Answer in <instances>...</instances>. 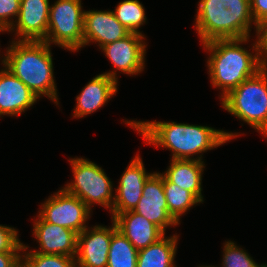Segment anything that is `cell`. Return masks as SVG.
<instances>
[{
	"label": "cell",
	"instance_id": "6da1fadb",
	"mask_svg": "<svg viewBox=\"0 0 267 267\" xmlns=\"http://www.w3.org/2000/svg\"><path fill=\"white\" fill-rule=\"evenodd\" d=\"M123 122L134 128L146 144L169 149L172 152L171 159L202 161L203 152L215 149L240 135V133H229L208 126L174 121L124 120ZM201 153L202 155H200ZM197 154L199 156L194 158V155Z\"/></svg>",
	"mask_w": 267,
	"mask_h": 267
},
{
	"label": "cell",
	"instance_id": "7a4b0ae2",
	"mask_svg": "<svg viewBox=\"0 0 267 267\" xmlns=\"http://www.w3.org/2000/svg\"><path fill=\"white\" fill-rule=\"evenodd\" d=\"M249 39H215L203 43L210 53L207 59L210 81L213 87L222 89L221 99L265 66L256 41L252 47L255 54L241 46Z\"/></svg>",
	"mask_w": 267,
	"mask_h": 267
},
{
	"label": "cell",
	"instance_id": "3957f363",
	"mask_svg": "<svg viewBox=\"0 0 267 267\" xmlns=\"http://www.w3.org/2000/svg\"><path fill=\"white\" fill-rule=\"evenodd\" d=\"M51 45L45 41L13 40L2 64L38 98L48 97L58 105Z\"/></svg>",
	"mask_w": 267,
	"mask_h": 267
},
{
	"label": "cell",
	"instance_id": "277c9868",
	"mask_svg": "<svg viewBox=\"0 0 267 267\" xmlns=\"http://www.w3.org/2000/svg\"><path fill=\"white\" fill-rule=\"evenodd\" d=\"M195 21L202 44L250 37L254 22L250 0H200Z\"/></svg>",
	"mask_w": 267,
	"mask_h": 267
},
{
	"label": "cell",
	"instance_id": "5b68a950",
	"mask_svg": "<svg viewBox=\"0 0 267 267\" xmlns=\"http://www.w3.org/2000/svg\"><path fill=\"white\" fill-rule=\"evenodd\" d=\"M220 101L223 109L267 138V65Z\"/></svg>",
	"mask_w": 267,
	"mask_h": 267
},
{
	"label": "cell",
	"instance_id": "8992f818",
	"mask_svg": "<svg viewBox=\"0 0 267 267\" xmlns=\"http://www.w3.org/2000/svg\"><path fill=\"white\" fill-rule=\"evenodd\" d=\"M73 178L63 189L82 200L90 209L97 204L112 211L115 195L113 183L104 169L84 158H70Z\"/></svg>",
	"mask_w": 267,
	"mask_h": 267
},
{
	"label": "cell",
	"instance_id": "52a82bcc",
	"mask_svg": "<svg viewBox=\"0 0 267 267\" xmlns=\"http://www.w3.org/2000/svg\"><path fill=\"white\" fill-rule=\"evenodd\" d=\"M82 8L81 0H57L50 6L47 36L43 41L72 52L81 49L84 22Z\"/></svg>",
	"mask_w": 267,
	"mask_h": 267
},
{
	"label": "cell",
	"instance_id": "ba28073f",
	"mask_svg": "<svg viewBox=\"0 0 267 267\" xmlns=\"http://www.w3.org/2000/svg\"><path fill=\"white\" fill-rule=\"evenodd\" d=\"M39 215L51 224L60 225L76 232L84 231L90 219V209L77 196L67 193L63 188L41 203Z\"/></svg>",
	"mask_w": 267,
	"mask_h": 267
},
{
	"label": "cell",
	"instance_id": "9c48e42d",
	"mask_svg": "<svg viewBox=\"0 0 267 267\" xmlns=\"http://www.w3.org/2000/svg\"><path fill=\"white\" fill-rule=\"evenodd\" d=\"M144 39L143 34L130 33L121 40L101 47L100 49L111 61L114 69L104 74L118 81L116 71L134 76L144 71L147 46Z\"/></svg>",
	"mask_w": 267,
	"mask_h": 267
},
{
	"label": "cell",
	"instance_id": "30bf717a",
	"mask_svg": "<svg viewBox=\"0 0 267 267\" xmlns=\"http://www.w3.org/2000/svg\"><path fill=\"white\" fill-rule=\"evenodd\" d=\"M133 211L151 221L164 233L166 228L180 224L168 212L161 172H153L148 177L143 186L142 196Z\"/></svg>",
	"mask_w": 267,
	"mask_h": 267
},
{
	"label": "cell",
	"instance_id": "8fae6325",
	"mask_svg": "<svg viewBox=\"0 0 267 267\" xmlns=\"http://www.w3.org/2000/svg\"><path fill=\"white\" fill-rule=\"evenodd\" d=\"M112 238L111 227L95 225L77 236L76 267H106Z\"/></svg>",
	"mask_w": 267,
	"mask_h": 267
},
{
	"label": "cell",
	"instance_id": "7c38bea8",
	"mask_svg": "<svg viewBox=\"0 0 267 267\" xmlns=\"http://www.w3.org/2000/svg\"><path fill=\"white\" fill-rule=\"evenodd\" d=\"M152 173L146 172L139 154L131 160L120 177L115 189V199L112 207V220L120 213L133 210L142 196L143 186Z\"/></svg>",
	"mask_w": 267,
	"mask_h": 267
},
{
	"label": "cell",
	"instance_id": "4fadbf2b",
	"mask_svg": "<svg viewBox=\"0 0 267 267\" xmlns=\"http://www.w3.org/2000/svg\"><path fill=\"white\" fill-rule=\"evenodd\" d=\"M49 0H21L16 21L7 32H14L18 39L43 41L47 36L49 23Z\"/></svg>",
	"mask_w": 267,
	"mask_h": 267
},
{
	"label": "cell",
	"instance_id": "5bb4252c",
	"mask_svg": "<svg viewBox=\"0 0 267 267\" xmlns=\"http://www.w3.org/2000/svg\"><path fill=\"white\" fill-rule=\"evenodd\" d=\"M37 217L33 222V235L40 247L39 250L28 252L76 256L78 234L71 229L46 222L39 214Z\"/></svg>",
	"mask_w": 267,
	"mask_h": 267
},
{
	"label": "cell",
	"instance_id": "9a60e30c",
	"mask_svg": "<svg viewBox=\"0 0 267 267\" xmlns=\"http://www.w3.org/2000/svg\"><path fill=\"white\" fill-rule=\"evenodd\" d=\"M130 33L116 19L113 11L84 10L83 47L95 42L101 48L125 38Z\"/></svg>",
	"mask_w": 267,
	"mask_h": 267
},
{
	"label": "cell",
	"instance_id": "2e32d148",
	"mask_svg": "<svg viewBox=\"0 0 267 267\" xmlns=\"http://www.w3.org/2000/svg\"><path fill=\"white\" fill-rule=\"evenodd\" d=\"M3 67L0 70V117L21 115L39 98L9 69Z\"/></svg>",
	"mask_w": 267,
	"mask_h": 267
},
{
	"label": "cell",
	"instance_id": "e0dca14e",
	"mask_svg": "<svg viewBox=\"0 0 267 267\" xmlns=\"http://www.w3.org/2000/svg\"><path fill=\"white\" fill-rule=\"evenodd\" d=\"M118 81L106 74H99L87 83L76 97L73 118L86 117L103 107L117 93Z\"/></svg>",
	"mask_w": 267,
	"mask_h": 267
},
{
	"label": "cell",
	"instance_id": "ac0fdd59",
	"mask_svg": "<svg viewBox=\"0 0 267 267\" xmlns=\"http://www.w3.org/2000/svg\"><path fill=\"white\" fill-rule=\"evenodd\" d=\"M113 221L137 250L148 247L166 235L158 226L133 210L118 214Z\"/></svg>",
	"mask_w": 267,
	"mask_h": 267
},
{
	"label": "cell",
	"instance_id": "d6986e66",
	"mask_svg": "<svg viewBox=\"0 0 267 267\" xmlns=\"http://www.w3.org/2000/svg\"><path fill=\"white\" fill-rule=\"evenodd\" d=\"M170 166L165 173H162L171 183L180 188L190 191L201 203L202 195V174L205 168L204 161L171 159Z\"/></svg>",
	"mask_w": 267,
	"mask_h": 267
},
{
	"label": "cell",
	"instance_id": "ffe728a7",
	"mask_svg": "<svg viewBox=\"0 0 267 267\" xmlns=\"http://www.w3.org/2000/svg\"><path fill=\"white\" fill-rule=\"evenodd\" d=\"M179 235H165L146 248L138 250L136 267H177L174 259Z\"/></svg>",
	"mask_w": 267,
	"mask_h": 267
},
{
	"label": "cell",
	"instance_id": "44dd1931",
	"mask_svg": "<svg viewBox=\"0 0 267 267\" xmlns=\"http://www.w3.org/2000/svg\"><path fill=\"white\" fill-rule=\"evenodd\" d=\"M112 222V238L106 267H136L138 250Z\"/></svg>",
	"mask_w": 267,
	"mask_h": 267
},
{
	"label": "cell",
	"instance_id": "7402d4cb",
	"mask_svg": "<svg viewBox=\"0 0 267 267\" xmlns=\"http://www.w3.org/2000/svg\"><path fill=\"white\" fill-rule=\"evenodd\" d=\"M163 188L168 212L178 223L180 222L181 216L186 214L190 208L201 203L190 191L171 183L164 175Z\"/></svg>",
	"mask_w": 267,
	"mask_h": 267
},
{
	"label": "cell",
	"instance_id": "603a6c76",
	"mask_svg": "<svg viewBox=\"0 0 267 267\" xmlns=\"http://www.w3.org/2000/svg\"><path fill=\"white\" fill-rule=\"evenodd\" d=\"M112 10L116 19L131 33L140 32V26L146 23L145 8L138 0H124Z\"/></svg>",
	"mask_w": 267,
	"mask_h": 267
},
{
	"label": "cell",
	"instance_id": "cb8c5ba5",
	"mask_svg": "<svg viewBox=\"0 0 267 267\" xmlns=\"http://www.w3.org/2000/svg\"><path fill=\"white\" fill-rule=\"evenodd\" d=\"M27 248L24 244L22 261L27 267H76L75 256L27 252Z\"/></svg>",
	"mask_w": 267,
	"mask_h": 267
},
{
	"label": "cell",
	"instance_id": "d4e9b609",
	"mask_svg": "<svg viewBox=\"0 0 267 267\" xmlns=\"http://www.w3.org/2000/svg\"><path fill=\"white\" fill-rule=\"evenodd\" d=\"M223 258L221 267H261L251 256L235 242L225 241L223 243ZM209 267H215L214 265Z\"/></svg>",
	"mask_w": 267,
	"mask_h": 267
},
{
	"label": "cell",
	"instance_id": "484cf974",
	"mask_svg": "<svg viewBox=\"0 0 267 267\" xmlns=\"http://www.w3.org/2000/svg\"><path fill=\"white\" fill-rule=\"evenodd\" d=\"M21 0H0V32L8 31L18 17Z\"/></svg>",
	"mask_w": 267,
	"mask_h": 267
},
{
	"label": "cell",
	"instance_id": "4316f807",
	"mask_svg": "<svg viewBox=\"0 0 267 267\" xmlns=\"http://www.w3.org/2000/svg\"><path fill=\"white\" fill-rule=\"evenodd\" d=\"M18 235L15 228L0 224V252H21L24 244Z\"/></svg>",
	"mask_w": 267,
	"mask_h": 267
},
{
	"label": "cell",
	"instance_id": "83f0119b",
	"mask_svg": "<svg viewBox=\"0 0 267 267\" xmlns=\"http://www.w3.org/2000/svg\"><path fill=\"white\" fill-rule=\"evenodd\" d=\"M255 30L261 59L267 65V18L258 23Z\"/></svg>",
	"mask_w": 267,
	"mask_h": 267
},
{
	"label": "cell",
	"instance_id": "f1b7e54d",
	"mask_svg": "<svg viewBox=\"0 0 267 267\" xmlns=\"http://www.w3.org/2000/svg\"><path fill=\"white\" fill-rule=\"evenodd\" d=\"M250 5L254 28H257V24L267 18V0H250Z\"/></svg>",
	"mask_w": 267,
	"mask_h": 267
},
{
	"label": "cell",
	"instance_id": "f546056e",
	"mask_svg": "<svg viewBox=\"0 0 267 267\" xmlns=\"http://www.w3.org/2000/svg\"><path fill=\"white\" fill-rule=\"evenodd\" d=\"M21 260V252H0V267H16Z\"/></svg>",
	"mask_w": 267,
	"mask_h": 267
},
{
	"label": "cell",
	"instance_id": "4dcf8cb0",
	"mask_svg": "<svg viewBox=\"0 0 267 267\" xmlns=\"http://www.w3.org/2000/svg\"><path fill=\"white\" fill-rule=\"evenodd\" d=\"M16 267H27V265L21 260V262Z\"/></svg>",
	"mask_w": 267,
	"mask_h": 267
},
{
	"label": "cell",
	"instance_id": "1f68e13d",
	"mask_svg": "<svg viewBox=\"0 0 267 267\" xmlns=\"http://www.w3.org/2000/svg\"><path fill=\"white\" fill-rule=\"evenodd\" d=\"M261 267H267V264H261Z\"/></svg>",
	"mask_w": 267,
	"mask_h": 267
}]
</instances>
